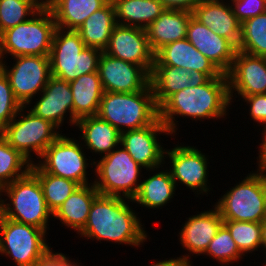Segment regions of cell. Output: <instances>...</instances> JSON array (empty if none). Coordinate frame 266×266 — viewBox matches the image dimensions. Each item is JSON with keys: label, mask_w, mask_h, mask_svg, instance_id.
Here are the masks:
<instances>
[{"label": "cell", "mask_w": 266, "mask_h": 266, "mask_svg": "<svg viewBox=\"0 0 266 266\" xmlns=\"http://www.w3.org/2000/svg\"><path fill=\"white\" fill-rule=\"evenodd\" d=\"M127 200V201H126ZM130 199L99 194L93 201L83 230L82 239L106 241L140 248L149 237ZM136 211V212H135ZM114 241V242H113Z\"/></svg>", "instance_id": "obj_1"}, {"label": "cell", "mask_w": 266, "mask_h": 266, "mask_svg": "<svg viewBox=\"0 0 266 266\" xmlns=\"http://www.w3.org/2000/svg\"><path fill=\"white\" fill-rule=\"evenodd\" d=\"M231 101L227 75L209 78L196 87H187L171 95L159 107V119L166 126L171 136L177 135L179 117L203 120L227 119ZM176 117V118H175Z\"/></svg>", "instance_id": "obj_2"}, {"label": "cell", "mask_w": 266, "mask_h": 266, "mask_svg": "<svg viewBox=\"0 0 266 266\" xmlns=\"http://www.w3.org/2000/svg\"><path fill=\"white\" fill-rule=\"evenodd\" d=\"M0 210L5 218L43 229L48 233L49 210L38 178L29 171L1 188ZM9 200V201H7ZM7 201V202H6Z\"/></svg>", "instance_id": "obj_3"}, {"label": "cell", "mask_w": 266, "mask_h": 266, "mask_svg": "<svg viewBox=\"0 0 266 266\" xmlns=\"http://www.w3.org/2000/svg\"><path fill=\"white\" fill-rule=\"evenodd\" d=\"M97 115L122 133L153 124L159 108L149 84L138 92H104Z\"/></svg>", "instance_id": "obj_4"}, {"label": "cell", "mask_w": 266, "mask_h": 266, "mask_svg": "<svg viewBox=\"0 0 266 266\" xmlns=\"http://www.w3.org/2000/svg\"><path fill=\"white\" fill-rule=\"evenodd\" d=\"M229 189L214 204L223 221L261 223L266 218V166H257Z\"/></svg>", "instance_id": "obj_5"}, {"label": "cell", "mask_w": 266, "mask_h": 266, "mask_svg": "<svg viewBox=\"0 0 266 266\" xmlns=\"http://www.w3.org/2000/svg\"><path fill=\"white\" fill-rule=\"evenodd\" d=\"M102 51L86 47L77 30L55 29L51 52V76L71 82L84 74L98 72Z\"/></svg>", "instance_id": "obj_6"}, {"label": "cell", "mask_w": 266, "mask_h": 266, "mask_svg": "<svg viewBox=\"0 0 266 266\" xmlns=\"http://www.w3.org/2000/svg\"><path fill=\"white\" fill-rule=\"evenodd\" d=\"M57 28L49 8H40L27 21L9 28L0 35V61L6 56H49Z\"/></svg>", "instance_id": "obj_7"}, {"label": "cell", "mask_w": 266, "mask_h": 266, "mask_svg": "<svg viewBox=\"0 0 266 266\" xmlns=\"http://www.w3.org/2000/svg\"><path fill=\"white\" fill-rule=\"evenodd\" d=\"M94 163L93 184L99 194L130 200L135 197L144 168L132 159L123 146L119 144L116 150L95 160Z\"/></svg>", "instance_id": "obj_8"}, {"label": "cell", "mask_w": 266, "mask_h": 266, "mask_svg": "<svg viewBox=\"0 0 266 266\" xmlns=\"http://www.w3.org/2000/svg\"><path fill=\"white\" fill-rule=\"evenodd\" d=\"M62 132L53 123L36 116L27 106H23L7 124L2 136L10 146L34 164L37 161L32 158L33 154L37 155L36 158L39 160L46 148Z\"/></svg>", "instance_id": "obj_9"}, {"label": "cell", "mask_w": 266, "mask_h": 266, "mask_svg": "<svg viewBox=\"0 0 266 266\" xmlns=\"http://www.w3.org/2000/svg\"><path fill=\"white\" fill-rule=\"evenodd\" d=\"M83 148V145L76 138H69L62 133L46 148L36 163L46 173L73 180L80 186L88 185L94 183V181L89 180L88 175L90 176V174H88L87 169L93 166L94 172L95 158L90 159V156L87 159ZM89 181L91 182L89 183Z\"/></svg>", "instance_id": "obj_10"}, {"label": "cell", "mask_w": 266, "mask_h": 266, "mask_svg": "<svg viewBox=\"0 0 266 266\" xmlns=\"http://www.w3.org/2000/svg\"><path fill=\"white\" fill-rule=\"evenodd\" d=\"M46 231L0 215V254L17 266H33L51 247Z\"/></svg>", "instance_id": "obj_11"}, {"label": "cell", "mask_w": 266, "mask_h": 266, "mask_svg": "<svg viewBox=\"0 0 266 266\" xmlns=\"http://www.w3.org/2000/svg\"><path fill=\"white\" fill-rule=\"evenodd\" d=\"M13 59L14 63L9 66L1 60L0 69L8 77L16 99L22 106H27L43 91L51 77L50 57L22 55Z\"/></svg>", "instance_id": "obj_12"}, {"label": "cell", "mask_w": 266, "mask_h": 266, "mask_svg": "<svg viewBox=\"0 0 266 266\" xmlns=\"http://www.w3.org/2000/svg\"><path fill=\"white\" fill-rule=\"evenodd\" d=\"M177 142V145L172 149H166L165 151V165L169 169L172 179L175 182L176 187L178 183L191 192H195L196 197L203 196L212 190L209 184V169L210 164L208 156L200 151L196 146L182 145ZM169 162H168V161ZM167 162V163H166ZM197 192V193H196Z\"/></svg>", "instance_id": "obj_13"}, {"label": "cell", "mask_w": 266, "mask_h": 266, "mask_svg": "<svg viewBox=\"0 0 266 266\" xmlns=\"http://www.w3.org/2000/svg\"><path fill=\"white\" fill-rule=\"evenodd\" d=\"M159 134L171 136L166 126L158 118L153 124L144 128L120 133V145L141 167L146 170L154 169L165 165L166 149L159 139Z\"/></svg>", "instance_id": "obj_14"}, {"label": "cell", "mask_w": 266, "mask_h": 266, "mask_svg": "<svg viewBox=\"0 0 266 266\" xmlns=\"http://www.w3.org/2000/svg\"><path fill=\"white\" fill-rule=\"evenodd\" d=\"M38 96L35 99L37 101L27 105L30 111L53 123L59 130L62 124L65 125L66 118L67 123L75 127L77 119L73 116V97L69 82L51 76Z\"/></svg>", "instance_id": "obj_15"}, {"label": "cell", "mask_w": 266, "mask_h": 266, "mask_svg": "<svg viewBox=\"0 0 266 266\" xmlns=\"http://www.w3.org/2000/svg\"><path fill=\"white\" fill-rule=\"evenodd\" d=\"M104 92L132 93L150 84V73L143 67L112 57L104 51L98 62Z\"/></svg>", "instance_id": "obj_16"}, {"label": "cell", "mask_w": 266, "mask_h": 266, "mask_svg": "<svg viewBox=\"0 0 266 266\" xmlns=\"http://www.w3.org/2000/svg\"><path fill=\"white\" fill-rule=\"evenodd\" d=\"M226 75L231 104L240 96L266 94V57L237 50Z\"/></svg>", "instance_id": "obj_17"}, {"label": "cell", "mask_w": 266, "mask_h": 266, "mask_svg": "<svg viewBox=\"0 0 266 266\" xmlns=\"http://www.w3.org/2000/svg\"><path fill=\"white\" fill-rule=\"evenodd\" d=\"M104 52L112 57L143 66L151 73L154 53L151 51L146 30L116 24Z\"/></svg>", "instance_id": "obj_18"}, {"label": "cell", "mask_w": 266, "mask_h": 266, "mask_svg": "<svg viewBox=\"0 0 266 266\" xmlns=\"http://www.w3.org/2000/svg\"><path fill=\"white\" fill-rule=\"evenodd\" d=\"M182 228L179 231V243L186 249L187 254H182V258L193 266L190 258L203 255L215 237L218 229L223 224V219L218 209L212 205V209L198 212L186 218ZM193 254V255H191Z\"/></svg>", "instance_id": "obj_19"}, {"label": "cell", "mask_w": 266, "mask_h": 266, "mask_svg": "<svg viewBox=\"0 0 266 266\" xmlns=\"http://www.w3.org/2000/svg\"><path fill=\"white\" fill-rule=\"evenodd\" d=\"M186 38L222 73L226 74L230 70L237 48L229 40L219 36L193 16L187 26Z\"/></svg>", "instance_id": "obj_20"}, {"label": "cell", "mask_w": 266, "mask_h": 266, "mask_svg": "<svg viewBox=\"0 0 266 266\" xmlns=\"http://www.w3.org/2000/svg\"><path fill=\"white\" fill-rule=\"evenodd\" d=\"M153 66H175L190 71H199L208 78L221 77L224 74L187 38L169 43L159 49L154 54Z\"/></svg>", "instance_id": "obj_21"}, {"label": "cell", "mask_w": 266, "mask_h": 266, "mask_svg": "<svg viewBox=\"0 0 266 266\" xmlns=\"http://www.w3.org/2000/svg\"><path fill=\"white\" fill-rule=\"evenodd\" d=\"M228 2V0H200L192 11V16L237 48L241 39L242 23L234 15Z\"/></svg>", "instance_id": "obj_22"}, {"label": "cell", "mask_w": 266, "mask_h": 266, "mask_svg": "<svg viewBox=\"0 0 266 266\" xmlns=\"http://www.w3.org/2000/svg\"><path fill=\"white\" fill-rule=\"evenodd\" d=\"M209 78L202 72L175 66H153L150 85L158 108L173 94L205 83Z\"/></svg>", "instance_id": "obj_23"}, {"label": "cell", "mask_w": 266, "mask_h": 266, "mask_svg": "<svg viewBox=\"0 0 266 266\" xmlns=\"http://www.w3.org/2000/svg\"><path fill=\"white\" fill-rule=\"evenodd\" d=\"M148 171L152 173L149 175V178L146 177L144 179L142 177L143 181H141L138 192L132 199V205L136 203L149 210H160L163 206H167V203L172 202L177 187L166 165L149 169Z\"/></svg>", "instance_id": "obj_24"}, {"label": "cell", "mask_w": 266, "mask_h": 266, "mask_svg": "<svg viewBox=\"0 0 266 266\" xmlns=\"http://www.w3.org/2000/svg\"><path fill=\"white\" fill-rule=\"evenodd\" d=\"M75 127L81 132L78 137L81 138L79 140L83 147L92 154H99L100 158L111 153L120 144V132L98 115L78 119Z\"/></svg>", "instance_id": "obj_25"}, {"label": "cell", "mask_w": 266, "mask_h": 266, "mask_svg": "<svg viewBox=\"0 0 266 266\" xmlns=\"http://www.w3.org/2000/svg\"><path fill=\"white\" fill-rule=\"evenodd\" d=\"M191 16L188 11L164 9L145 29L151 51L155 54L163 46L186 38Z\"/></svg>", "instance_id": "obj_26"}, {"label": "cell", "mask_w": 266, "mask_h": 266, "mask_svg": "<svg viewBox=\"0 0 266 266\" xmlns=\"http://www.w3.org/2000/svg\"><path fill=\"white\" fill-rule=\"evenodd\" d=\"M98 195L93 183L80 186L53 214V218L79 234L86 225L91 205Z\"/></svg>", "instance_id": "obj_27"}, {"label": "cell", "mask_w": 266, "mask_h": 266, "mask_svg": "<svg viewBox=\"0 0 266 266\" xmlns=\"http://www.w3.org/2000/svg\"><path fill=\"white\" fill-rule=\"evenodd\" d=\"M73 97V116L78 120L97 115L104 93L98 72L84 74L69 83Z\"/></svg>", "instance_id": "obj_28"}, {"label": "cell", "mask_w": 266, "mask_h": 266, "mask_svg": "<svg viewBox=\"0 0 266 266\" xmlns=\"http://www.w3.org/2000/svg\"><path fill=\"white\" fill-rule=\"evenodd\" d=\"M116 24L146 29L165 7L159 0H111Z\"/></svg>", "instance_id": "obj_29"}, {"label": "cell", "mask_w": 266, "mask_h": 266, "mask_svg": "<svg viewBox=\"0 0 266 266\" xmlns=\"http://www.w3.org/2000/svg\"><path fill=\"white\" fill-rule=\"evenodd\" d=\"M115 25V8L110 0L91 14L77 31L86 47L97 48L103 52L108 46Z\"/></svg>", "instance_id": "obj_30"}, {"label": "cell", "mask_w": 266, "mask_h": 266, "mask_svg": "<svg viewBox=\"0 0 266 266\" xmlns=\"http://www.w3.org/2000/svg\"><path fill=\"white\" fill-rule=\"evenodd\" d=\"M110 0H57L49 9L56 26L66 30H77L95 11Z\"/></svg>", "instance_id": "obj_31"}, {"label": "cell", "mask_w": 266, "mask_h": 266, "mask_svg": "<svg viewBox=\"0 0 266 266\" xmlns=\"http://www.w3.org/2000/svg\"><path fill=\"white\" fill-rule=\"evenodd\" d=\"M30 171L38 178L52 214L80 187L73 180L46 173L37 163L32 164Z\"/></svg>", "instance_id": "obj_32"}, {"label": "cell", "mask_w": 266, "mask_h": 266, "mask_svg": "<svg viewBox=\"0 0 266 266\" xmlns=\"http://www.w3.org/2000/svg\"><path fill=\"white\" fill-rule=\"evenodd\" d=\"M237 50L266 57V11L241 24V39Z\"/></svg>", "instance_id": "obj_33"}, {"label": "cell", "mask_w": 266, "mask_h": 266, "mask_svg": "<svg viewBox=\"0 0 266 266\" xmlns=\"http://www.w3.org/2000/svg\"><path fill=\"white\" fill-rule=\"evenodd\" d=\"M32 163L0 135V188L26 175Z\"/></svg>", "instance_id": "obj_34"}, {"label": "cell", "mask_w": 266, "mask_h": 266, "mask_svg": "<svg viewBox=\"0 0 266 266\" xmlns=\"http://www.w3.org/2000/svg\"><path fill=\"white\" fill-rule=\"evenodd\" d=\"M236 242L239 251L244 255L263 251L262 225L257 222L223 221ZM261 248V249H260Z\"/></svg>", "instance_id": "obj_35"}, {"label": "cell", "mask_w": 266, "mask_h": 266, "mask_svg": "<svg viewBox=\"0 0 266 266\" xmlns=\"http://www.w3.org/2000/svg\"><path fill=\"white\" fill-rule=\"evenodd\" d=\"M216 259V262L223 265H233L239 263V259H244V255L239 251L236 242L232 239L228 228L222 224L215 237L209 243L203 256Z\"/></svg>", "instance_id": "obj_36"}, {"label": "cell", "mask_w": 266, "mask_h": 266, "mask_svg": "<svg viewBox=\"0 0 266 266\" xmlns=\"http://www.w3.org/2000/svg\"><path fill=\"white\" fill-rule=\"evenodd\" d=\"M39 9L37 0H0V35L27 21Z\"/></svg>", "instance_id": "obj_37"}, {"label": "cell", "mask_w": 266, "mask_h": 266, "mask_svg": "<svg viewBox=\"0 0 266 266\" xmlns=\"http://www.w3.org/2000/svg\"><path fill=\"white\" fill-rule=\"evenodd\" d=\"M22 107L13 93L8 77L0 69V135Z\"/></svg>", "instance_id": "obj_38"}, {"label": "cell", "mask_w": 266, "mask_h": 266, "mask_svg": "<svg viewBox=\"0 0 266 266\" xmlns=\"http://www.w3.org/2000/svg\"><path fill=\"white\" fill-rule=\"evenodd\" d=\"M234 15L243 23L266 11V0H229Z\"/></svg>", "instance_id": "obj_39"}, {"label": "cell", "mask_w": 266, "mask_h": 266, "mask_svg": "<svg viewBox=\"0 0 266 266\" xmlns=\"http://www.w3.org/2000/svg\"><path fill=\"white\" fill-rule=\"evenodd\" d=\"M239 100L246 102L249 106L250 120H253L259 128L266 125V94H254L250 96H241Z\"/></svg>", "instance_id": "obj_40"}, {"label": "cell", "mask_w": 266, "mask_h": 266, "mask_svg": "<svg viewBox=\"0 0 266 266\" xmlns=\"http://www.w3.org/2000/svg\"><path fill=\"white\" fill-rule=\"evenodd\" d=\"M82 266L81 262L72 260L67 254L62 252H53L50 248L44 255H42L33 266ZM84 266V265H83Z\"/></svg>", "instance_id": "obj_41"}, {"label": "cell", "mask_w": 266, "mask_h": 266, "mask_svg": "<svg viewBox=\"0 0 266 266\" xmlns=\"http://www.w3.org/2000/svg\"><path fill=\"white\" fill-rule=\"evenodd\" d=\"M165 9L184 10L191 12L195 9L200 0H159Z\"/></svg>", "instance_id": "obj_42"}, {"label": "cell", "mask_w": 266, "mask_h": 266, "mask_svg": "<svg viewBox=\"0 0 266 266\" xmlns=\"http://www.w3.org/2000/svg\"><path fill=\"white\" fill-rule=\"evenodd\" d=\"M262 140H261V144L259 143L258 145V157H257V163L258 166H266V125L263 127L262 131Z\"/></svg>", "instance_id": "obj_43"}, {"label": "cell", "mask_w": 266, "mask_h": 266, "mask_svg": "<svg viewBox=\"0 0 266 266\" xmlns=\"http://www.w3.org/2000/svg\"><path fill=\"white\" fill-rule=\"evenodd\" d=\"M167 259L153 260L154 263L149 266H191L181 256Z\"/></svg>", "instance_id": "obj_44"}, {"label": "cell", "mask_w": 266, "mask_h": 266, "mask_svg": "<svg viewBox=\"0 0 266 266\" xmlns=\"http://www.w3.org/2000/svg\"><path fill=\"white\" fill-rule=\"evenodd\" d=\"M262 225V242H263V255H266V218L261 222Z\"/></svg>", "instance_id": "obj_45"}, {"label": "cell", "mask_w": 266, "mask_h": 266, "mask_svg": "<svg viewBox=\"0 0 266 266\" xmlns=\"http://www.w3.org/2000/svg\"><path fill=\"white\" fill-rule=\"evenodd\" d=\"M40 8H49L57 0H37Z\"/></svg>", "instance_id": "obj_46"}, {"label": "cell", "mask_w": 266, "mask_h": 266, "mask_svg": "<svg viewBox=\"0 0 266 266\" xmlns=\"http://www.w3.org/2000/svg\"><path fill=\"white\" fill-rule=\"evenodd\" d=\"M264 259H265V260H263V261H264V263H263V265H262V266H266V255H265Z\"/></svg>", "instance_id": "obj_47"}]
</instances>
